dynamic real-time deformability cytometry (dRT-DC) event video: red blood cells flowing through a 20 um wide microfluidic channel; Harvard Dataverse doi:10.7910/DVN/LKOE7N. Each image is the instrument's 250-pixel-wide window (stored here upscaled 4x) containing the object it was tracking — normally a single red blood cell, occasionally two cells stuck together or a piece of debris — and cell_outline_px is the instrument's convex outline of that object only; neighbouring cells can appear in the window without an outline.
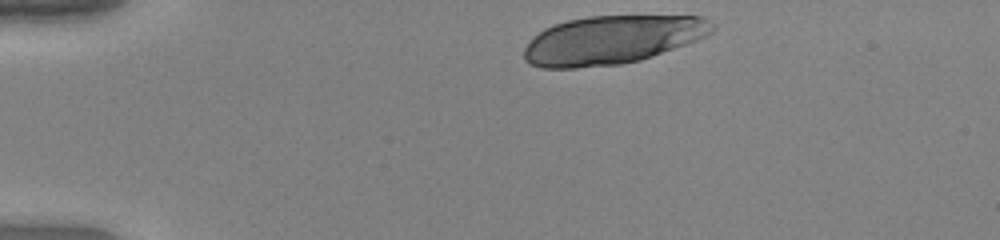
{"species": "human", "species_latin": "Homo sapiens", "temperature_condition": "warm", "stored_images_in_passage": 34, "camera_frame_rate_fps": 3000, "um_per_image_px": 0.085, "donor": {"sex": "female"}, "frame": {"image": 1, "passage_image": 1, "time_ms": 0.0, "image_size_px": [1000, 240], "cell_outline_px": [[716, 28], [712, 32], [696, 40], [652, 56], [640, 60], [620, 64], [576, 68], [544, 68], [528, 64], [524, 60], [524, 48], [532, 36], [544, 28], [552, 24], [568, 20], [588, 16], [704, 16], [716, 24]], "centroid_in_image_um": [51.99, 3.38], "position_along_channel_um": 33.0, "area_um2": 53.41}}